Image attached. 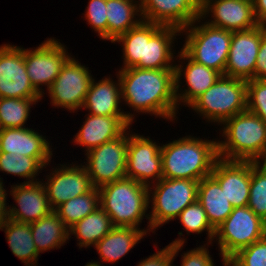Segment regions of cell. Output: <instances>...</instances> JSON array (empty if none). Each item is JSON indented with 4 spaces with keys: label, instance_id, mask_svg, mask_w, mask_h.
Returning a JSON list of instances; mask_svg holds the SVG:
<instances>
[{
    "label": "cell",
    "instance_id": "obj_38",
    "mask_svg": "<svg viewBox=\"0 0 266 266\" xmlns=\"http://www.w3.org/2000/svg\"><path fill=\"white\" fill-rule=\"evenodd\" d=\"M247 110L266 123V79L247 81Z\"/></svg>",
    "mask_w": 266,
    "mask_h": 266
},
{
    "label": "cell",
    "instance_id": "obj_7",
    "mask_svg": "<svg viewBox=\"0 0 266 266\" xmlns=\"http://www.w3.org/2000/svg\"><path fill=\"white\" fill-rule=\"evenodd\" d=\"M198 184L199 181L191 179L161 178L155 184L148 186L152 210L148 213L150 215L146 228L154 233L158 227L176 220L187 206L197 200Z\"/></svg>",
    "mask_w": 266,
    "mask_h": 266
},
{
    "label": "cell",
    "instance_id": "obj_9",
    "mask_svg": "<svg viewBox=\"0 0 266 266\" xmlns=\"http://www.w3.org/2000/svg\"><path fill=\"white\" fill-rule=\"evenodd\" d=\"M129 131L117 139L103 143L86 152L84 167L94 188L126 177V158Z\"/></svg>",
    "mask_w": 266,
    "mask_h": 266
},
{
    "label": "cell",
    "instance_id": "obj_45",
    "mask_svg": "<svg viewBox=\"0 0 266 266\" xmlns=\"http://www.w3.org/2000/svg\"><path fill=\"white\" fill-rule=\"evenodd\" d=\"M85 266H101V263L100 262H97V261H92V262H88L86 263Z\"/></svg>",
    "mask_w": 266,
    "mask_h": 266
},
{
    "label": "cell",
    "instance_id": "obj_15",
    "mask_svg": "<svg viewBox=\"0 0 266 266\" xmlns=\"http://www.w3.org/2000/svg\"><path fill=\"white\" fill-rule=\"evenodd\" d=\"M200 2V17L204 20L210 15L213 20L211 18L207 23L211 26L237 32L260 25L254 14L252 0H200Z\"/></svg>",
    "mask_w": 266,
    "mask_h": 266
},
{
    "label": "cell",
    "instance_id": "obj_39",
    "mask_svg": "<svg viewBox=\"0 0 266 266\" xmlns=\"http://www.w3.org/2000/svg\"><path fill=\"white\" fill-rule=\"evenodd\" d=\"M178 234L179 238L169 243L165 248L160 249V251L150 255L148 258L141 260L137 266H174L173 261L185 243V239L181 238L183 233L180 231Z\"/></svg>",
    "mask_w": 266,
    "mask_h": 266
},
{
    "label": "cell",
    "instance_id": "obj_17",
    "mask_svg": "<svg viewBox=\"0 0 266 266\" xmlns=\"http://www.w3.org/2000/svg\"><path fill=\"white\" fill-rule=\"evenodd\" d=\"M181 35V30L172 26L144 21L143 58L135 66L142 69H175L173 64V41Z\"/></svg>",
    "mask_w": 266,
    "mask_h": 266
},
{
    "label": "cell",
    "instance_id": "obj_10",
    "mask_svg": "<svg viewBox=\"0 0 266 266\" xmlns=\"http://www.w3.org/2000/svg\"><path fill=\"white\" fill-rule=\"evenodd\" d=\"M92 76L88 67L81 65L71 55L62 66L55 81L46 89L52 105L73 113L81 109L92 83Z\"/></svg>",
    "mask_w": 266,
    "mask_h": 266
},
{
    "label": "cell",
    "instance_id": "obj_43",
    "mask_svg": "<svg viewBox=\"0 0 266 266\" xmlns=\"http://www.w3.org/2000/svg\"><path fill=\"white\" fill-rule=\"evenodd\" d=\"M254 14L259 24L266 25V0H252Z\"/></svg>",
    "mask_w": 266,
    "mask_h": 266
},
{
    "label": "cell",
    "instance_id": "obj_3",
    "mask_svg": "<svg viewBox=\"0 0 266 266\" xmlns=\"http://www.w3.org/2000/svg\"><path fill=\"white\" fill-rule=\"evenodd\" d=\"M217 141L219 158L232 161L266 162V123L247 109L222 123Z\"/></svg>",
    "mask_w": 266,
    "mask_h": 266
},
{
    "label": "cell",
    "instance_id": "obj_26",
    "mask_svg": "<svg viewBox=\"0 0 266 266\" xmlns=\"http://www.w3.org/2000/svg\"><path fill=\"white\" fill-rule=\"evenodd\" d=\"M197 200L207 214L211 226L219 227L233 211V206L219 183L210 175L199 181Z\"/></svg>",
    "mask_w": 266,
    "mask_h": 266
},
{
    "label": "cell",
    "instance_id": "obj_12",
    "mask_svg": "<svg viewBox=\"0 0 266 266\" xmlns=\"http://www.w3.org/2000/svg\"><path fill=\"white\" fill-rule=\"evenodd\" d=\"M126 177L150 186L162 178L161 146L150 137L130 134L127 144ZM150 180V181H149Z\"/></svg>",
    "mask_w": 266,
    "mask_h": 266
},
{
    "label": "cell",
    "instance_id": "obj_34",
    "mask_svg": "<svg viewBox=\"0 0 266 266\" xmlns=\"http://www.w3.org/2000/svg\"><path fill=\"white\" fill-rule=\"evenodd\" d=\"M247 206L266 222V162L251 161V184Z\"/></svg>",
    "mask_w": 266,
    "mask_h": 266
},
{
    "label": "cell",
    "instance_id": "obj_44",
    "mask_svg": "<svg viewBox=\"0 0 266 266\" xmlns=\"http://www.w3.org/2000/svg\"><path fill=\"white\" fill-rule=\"evenodd\" d=\"M3 178H0V225L7 218V194L5 190V186L3 184Z\"/></svg>",
    "mask_w": 266,
    "mask_h": 266
},
{
    "label": "cell",
    "instance_id": "obj_30",
    "mask_svg": "<svg viewBox=\"0 0 266 266\" xmlns=\"http://www.w3.org/2000/svg\"><path fill=\"white\" fill-rule=\"evenodd\" d=\"M114 228L111 218L98 206L91 214L77 222L69 229V235H74L79 241V248H89L99 242Z\"/></svg>",
    "mask_w": 266,
    "mask_h": 266
},
{
    "label": "cell",
    "instance_id": "obj_32",
    "mask_svg": "<svg viewBox=\"0 0 266 266\" xmlns=\"http://www.w3.org/2000/svg\"><path fill=\"white\" fill-rule=\"evenodd\" d=\"M99 206V190L93 188L90 192L76 196L60 204L54 209L64 225L70 229Z\"/></svg>",
    "mask_w": 266,
    "mask_h": 266
},
{
    "label": "cell",
    "instance_id": "obj_29",
    "mask_svg": "<svg viewBox=\"0 0 266 266\" xmlns=\"http://www.w3.org/2000/svg\"><path fill=\"white\" fill-rule=\"evenodd\" d=\"M30 228L39 254L51 249L61 248L71 237L69 229L54 210L38 221L31 223Z\"/></svg>",
    "mask_w": 266,
    "mask_h": 266
},
{
    "label": "cell",
    "instance_id": "obj_1",
    "mask_svg": "<svg viewBox=\"0 0 266 266\" xmlns=\"http://www.w3.org/2000/svg\"><path fill=\"white\" fill-rule=\"evenodd\" d=\"M121 101L134 113H149L166 121L176 119L175 69H120ZM168 119V120H167Z\"/></svg>",
    "mask_w": 266,
    "mask_h": 266
},
{
    "label": "cell",
    "instance_id": "obj_25",
    "mask_svg": "<svg viewBox=\"0 0 266 266\" xmlns=\"http://www.w3.org/2000/svg\"><path fill=\"white\" fill-rule=\"evenodd\" d=\"M151 229H138L131 227H114L94 247L100 255V262H117L124 257L131 249L140 243Z\"/></svg>",
    "mask_w": 266,
    "mask_h": 266
},
{
    "label": "cell",
    "instance_id": "obj_20",
    "mask_svg": "<svg viewBox=\"0 0 266 266\" xmlns=\"http://www.w3.org/2000/svg\"><path fill=\"white\" fill-rule=\"evenodd\" d=\"M210 175L219 183L233 207L248 205L251 161H232L219 158Z\"/></svg>",
    "mask_w": 266,
    "mask_h": 266
},
{
    "label": "cell",
    "instance_id": "obj_14",
    "mask_svg": "<svg viewBox=\"0 0 266 266\" xmlns=\"http://www.w3.org/2000/svg\"><path fill=\"white\" fill-rule=\"evenodd\" d=\"M266 25L260 24L248 30L232 32L225 76L254 79L256 59Z\"/></svg>",
    "mask_w": 266,
    "mask_h": 266
},
{
    "label": "cell",
    "instance_id": "obj_6",
    "mask_svg": "<svg viewBox=\"0 0 266 266\" xmlns=\"http://www.w3.org/2000/svg\"><path fill=\"white\" fill-rule=\"evenodd\" d=\"M206 122L221 124L247 109V81L222 75L189 106Z\"/></svg>",
    "mask_w": 266,
    "mask_h": 266
},
{
    "label": "cell",
    "instance_id": "obj_18",
    "mask_svg": "<svg viewBox=\"0 0 266 266\" xmlns=\"http://www.w3.org/2000/svg\"><path fill=\"white\" fill-rule=\"evenodd\" d=\"M69 165V166H68ZM62 164L53 170L43 183L51 208L90 192L94 187L84 165ZM71 165V166H70Z\"/></svg>",
    "mask_w": 266,
    "mask_h": 266
},
{
    "label": "cell",
    "instance_id": "obj_35",
    "mask_svg": "<svg viewBox=\"0 0 266 266\" xmlns=\"http://www.w3.org/2000/svg\"><path fill=\"white\" fill-rule=\"evenodd\" d=\"M120 42L123 50V66L121 69L135 67L143 58L144 20L136 27L119 36L113 43Z\"/></svg>",
    "mask_w": 266,
    "mask_h": 266
},
{
    "label": "cell",
    "instance_id": "obj_28",
    "mask_svg": "<svg viewBox=\"0 0 266 266\" xmlns=\"http://www.w3.org/2000/svg\"><path fill=\"white\" fill-rule=\"evenodd\" d=\"M0 230L5 232V239H7L12 253L25 266H37L39 253L33 241L30 224L6 218L1 223Z\"/></svg>",
    "mask_w": 266,
    "mask_h": 266
},
{
    "label": "cell",
    "instance_id": "obj_37",
    "mask_svg": "<svg viewBox=\"0 0 266 266\" xmlns=\"http://www.w3.org/2000/svg\"><path fill=\"white\" fill-rule=\"evenodd\" d=\"M226 266H266V235L239 250L226 262Z\"/></svg>",
    "mask_w": 266,
    "mask_h": 266
},
{
    "label": "cell",
    "instance_id": "obj_4",
    "mask_svg": "<svg viewBox=\"0 0 266 266\" xmlns=\"http://www.w3.org/2000/svg\"><path fill=\"white\" fill-rule=\"evenodd\" d=\"M99 206L111 218L114 227L140 229L149 203L148 186L131 178H123L98 188Z\"/></svg>",
    "mask_w": 266,
    "mask_h": 266
},
{
    "label": "cell",
    "instance_id": "obj_8",
    "mask_svg": "<svg viewBox=\"0 0 266 266\" xmlns=\"http://www.w3.org/2000/svg\"><path fill=\"white\" fill-rule=\"evenodd\" d=\"M266 235V222L248 206L234 207L227 219L215 229L214 239L223 265L239 250L248 247Z\"/></svg>",
    "mask_w": 266,
    "mask_h": 266
},
{
    "label": "cell",
    "instance_id": "obj_5",
    "mask_svg": "<svg viewBox=\"0 0 266 266\" xmlns=\"http://www.w3.org/2000/svg\"><path fill=\"white\" fill-rule=\"evenodd\" d=\"M201 20L203 19L199 17L181 30V33L185 32L184 35H186L181 50L194 62L212 68L224 75L232 32L211 26L206 21L200 24Z\"/></svg>",
    "mask_w": 266,
    "mask_h": 266
},
{
    "label": "cell",
    "instance_id": "obj_27",
    "mask_svg": "<svg viewBox=\"0 0 266 266\" xmlns=\"http://www.w3.org/2000/svg\"><path fill=\"white\" fill-rule=\"evenodd\" d=\"M107 40L113 43L119 36L141 21L140 1L106 0ZM136 16H139L136 18Z\"/></svg>",
    "mask_w": 266,
    "mask_h": 266
},
{
    "label": "cell",
    "instance_id": "obj_21",
    "mask_svg": "<svg viewBox=\"0 0 266 266\" xmlns=\"http://www.w3.org/2000/svg\"><path fill=\"white\" fill-rule=\"evenodd\" d=\"M178 54L176 57H179V62L180 60L181 62L184 60V63L185 61L188 62L185 68L183 64H175V94L179 109L181 103L189 106L198 96L207 91L222 74L212 68L194 62L181 49ZM182 76L188 86L184 90L180 88Z\"/></svg>",
    "mask_w": 266,
    "mask_h": 266
},
{
    "label": "cell",
    "instance_id": "obj_11",
    "mask_svg": "<svg viewBox=\"0 0 266 266\" xmlns=\"http://www.w3.org/2000/svg\"><path fill=\"white\" fill-rule=\"evenodd\" d=\"M65 45L54 38H48L38 47L25 49L26 71L33 87L45 94L40 86L47 89L59 75L62 66L71 57Z\"/></svg>",
    "mask_w": 266,
    "mask_h": 266
},
{
    "label": "cell",
    "instance_id": "obj_36",
    "mask_svg": "<svg viewBox=\"0 0 266 266\" xmlns=\"http://www.w3.org/2000/svg\"><path fill=\"white\" fill-rule=\"evenodd\" d=\"M176 219L181 222L187 234H201L203 231L208 232L206 233L208 235L207 239H209L207 246L212 244L215 229L211 226L207 214L198 200L187 206Z\"/></svg>",
    "mask_w": 266,
    "mask_h": 266
},
{
    "label": "cell",
    "instance_id": "obj_33",
    "mask_svg": "<svg viewBox=\"0 0 266 266\" xmlns=\"http://www.w3.org/2000/svg\"><path fill=\"white\" fill-rule=\"evenodd\" d=\"M42 99L0 98V129L24 128L30 108Z\"/></svg>",
    "mask_w": 266,
    "mask_h": 266
},
{
    "label": "cell",
    "instance_id": "obj_24",
    "mask_svg": "<svg viewBox=\"0 0 266 266\" xmlns=\"http://www.w3.org/2000/svg\"><path fill=\"white\" fill-rule=\"evenodd\" d=\"M52 151L50 141L31 128L0 129V152L34 158H52Z\"/></svg>",
    "mask_w": 266,
    "mask_h": 266
},
{
    "label": "cell",
    "instance_id": "obj_16",
    "mask_svg": "<svg viewBox=\"0 0 266 266\" xmlns=\"http://www.w3.org/2000/svg\"><path fill=\"white\" fill-rule=\"evenodd\" d=\"M141 18L146 22L180 30L201 16L200 0H139Z\"/></svg>",
    "mask_w": 266,
    "mask_h": 266
},
{
    "label": "cell",
    "instance_id": "obj_19",
    "mask_svg": "<svg viewBox=\"0 0 266 266\" xmlns=\"http://www.w3.org/2000/svg\"><path fill=\"white\" fill-rule=\"evenodd\" d=\"M10 194L16 206H7V218L17 222L31 224L53 209L49 204L47 192L43 182H22L20 185L11 186Z\"/></svg>",
    "mask_w": 266,
    "mask_h": 266
},
{
    "label": "cell",
    "instance_id": "obj_40",
    "mask_svg": "<svg viewBox=\"0 0 266 266\" xmlns=\"http://www.w3.org/2000/svg\"><path fill=\"white\" fill-rule=\"evenodd\" d=\"M85 10V20L101 39L107 40L106 0H89Z\"/></svg>",
    "mask_w": 266,
    "mask_h": 266
},
{
    "label": "cell",
    "instance_id": "obj_23",
    "mask_svg": "<svg viewBox=\"0 0 266 266\" xmlns=\"http://www.w3.org/2000/svg\"><path fill=\"white\" fill-rule=\"evenodd\" d=\"M116 78L118 80L113 81L110 77H104L97 83L93 79L81 109H88V114L97 116H126L133 123L135 114L121 111L119 107L122 101L118 74Z\"/></svg>",
    "mask_w": 266,
    "mask_h": 266
},
{
    "label": "cell",
    "instance_id": "obj_13",
    "mask_svg": "<svg viewBox=\"0 0 266 266\" xmlns=\"http://www.w3.org/2000/svg\"><path fill=\"white\" fill-rule=\"evenodd\" d=\"M0 98H43L30 82L22 47L0 46Z\"/></svg>",
    "mask_w": 266,
    "mask_h": 266
},
{
    "label": "cell",
    "instance_id": "obj_2",
    "mask_svg": "<svg viewBox=\"0 0 266 266\" xmlns=\"http://www.w3.org/2000/svg\"><path fill=\"white\" fill-rule=\"evenodd\" d=\"M162 178L200 181L210 176L219 159L217 141L193 136L161 145Z\"/></svg>",
    "mask_w": 266,
    "mask_h": 266
},
{
    "label": "cell",
    "instance_id": "obj_41",
    "mask_svg": "<svg viewBox=\"0 0 266 266\" xmlns=\"http://www.w3.org/2000/svg\"><path fill=\"white\" fill-rule=\"evenodd\" d=\"M181 261V266H215L205 244L184 252Z\"/></svg>",
    "mask_w": 266,
    "mask_h": 266
},
{
    "label": "cell",
    "instance_id": "obj_31",
    "mask_svg": "<svg viewBox=\"0 0 266 266\" xmlns=\"http://www.w3.org/2000/svg\"><path fill=\"white\" fill-rule=\"evenodd\" d=\"M51 159L0 152V172L26 178L28 181H24V183L36 182V176H38L40 170L46 168Z\"/></svg>",
    "mask_w": 266,
    "mask_h": 266
},
{
    "label": "cell",
    "instance_id": "obj_42",
    "mask_svg": "<svg viewBox=\"0 0 266 266\" xmlns=\"http://www.w3.org/2000/svg\"><path fill=\"white\" fill-rule=\"evenodd\" d=\"M254 79H266V29L263 31V36L256 59Z\"/></svg>",
    "mask_w": 266,
    "mask_h": 266
},
{
    "label": "cell",
    "instance_id": "obj_22",
    "mask_svg": "<svg viewBox=\"0 0 266 266\" xmlns=\"http://www.w3.org/2000/svg\"><path fill=\"white\" fill-rule=\"evenodd\" d=\"M86 115L81 129L73 139V142L84 147L86 152L103 143L117 139L132 125L126 116Z\"/></svg>",
    "mask_w": 266,
    "mask_h": 266
}]
</instances>
